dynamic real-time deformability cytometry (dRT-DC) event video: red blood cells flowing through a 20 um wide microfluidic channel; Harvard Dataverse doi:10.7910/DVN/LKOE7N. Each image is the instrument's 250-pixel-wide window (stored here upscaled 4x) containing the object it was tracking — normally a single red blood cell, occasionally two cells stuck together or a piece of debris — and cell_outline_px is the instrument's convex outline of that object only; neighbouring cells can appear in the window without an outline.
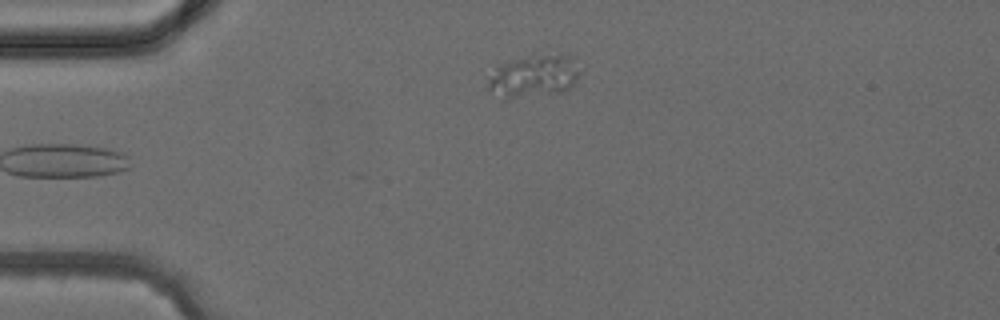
{"species": "common noctule bat (a hibernating species)", "species_latin": "Nyctalus noctula", "temperature_condition": "cold", "stored_images_in_passage": 5, "camera_frame_rate_fps": 3000, "um_per_image_px": 0.085, "animal": {"sex": "female", "body_mass_g": 24.6, "forearm_length_mm": 56.2}, "frame": {"image": 1, "passage_image": 5, "time_ms": 4.667, "image_size_px": [1000, 320], "cell_outline_px": [[580, 72], [572, 88], [564, 92], [516, 96], [508, 96], [488, 88], [488, 80], [496, 64], [532, 52], [560, 52], [568, 56]], "centroid_in_image_um": [45.41, 6.35], "position_along_channel_um": 39.6, "area_um2": 22.83}}